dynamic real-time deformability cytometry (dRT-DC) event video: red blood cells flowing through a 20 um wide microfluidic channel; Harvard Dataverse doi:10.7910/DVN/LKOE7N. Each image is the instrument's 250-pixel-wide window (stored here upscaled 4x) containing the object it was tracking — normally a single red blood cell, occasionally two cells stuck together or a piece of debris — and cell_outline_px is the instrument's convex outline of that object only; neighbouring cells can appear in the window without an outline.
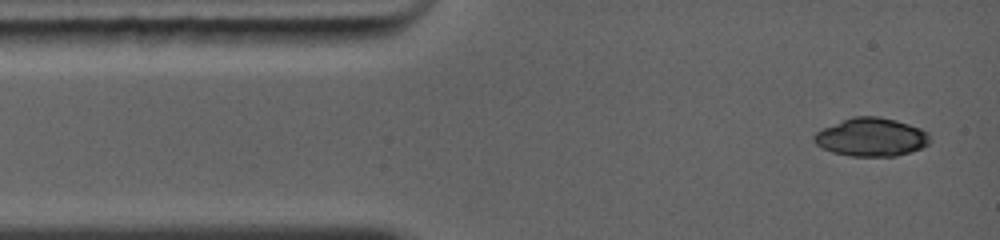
{"species": "common noctule bat (a hibernating species)", "species_latin": "Nyctalus noctula", "temperature_condition": "warm", "stored_images_in_passage": 3, "camera_frame_rate_fps": 5000, "um_per_image_px": 0.085, "animal": {"sex": "female", "body_mass_g": 19.0, "forearm_length_mm": 56.7}, "frame": {"image": 1, "passage_image": 1, "time_ms": 0.0, "image_size_px": [1000, 240], "cell_outline_px": [[932, 140], [928, 144], [920, 148], [896, 156], [852, 156], [832, 152], [816, 144], [812, 140], [812, 136], [816, 132], [824, 128], [852, 116], [876, 116], [896, 120], [920, 128], [928, 132]], "centroid_in_image_um": [74.06, 11.65], "position_along_channel_um": 10.9, "area_um2": 25.78}}